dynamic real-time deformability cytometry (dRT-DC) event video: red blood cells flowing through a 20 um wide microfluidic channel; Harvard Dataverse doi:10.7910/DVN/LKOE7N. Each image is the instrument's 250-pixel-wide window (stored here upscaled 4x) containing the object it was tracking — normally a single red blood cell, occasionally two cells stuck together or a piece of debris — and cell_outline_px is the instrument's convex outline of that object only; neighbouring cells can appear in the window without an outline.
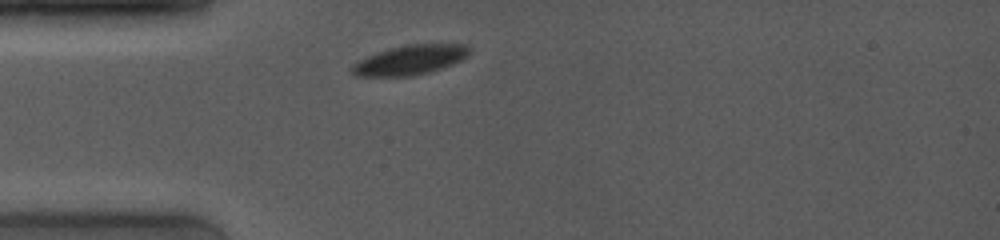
{"species": "common noctule bat (a hibernating species)", "species_latin": "Nyctalus noctula", "temperature_condition": "room temperature", "stored_images_in_passage": 41, "camera_frame_rate_fps": 4000, "um_per_image_px": 0.085, "animal": {"sex": "female", "body_mass_g": 19.0, "forearm_length_mm": 53.3}, "frame": {"image": 1, "passage_image": 3, "time_ms": 1.0, "image_size_px": [1000, 240], "cell_outline_px": [[468, 52], [460, 60], [452, 64], [428, 72], [412, 76], [356, 76], [352, 72], [352, 64], [376, 52], [404, 44], [468, 44]], "centroid_in_image_um": [34.81, 5.09], "position_along_channel_um": 50.2, "area_um2": 19.94}}
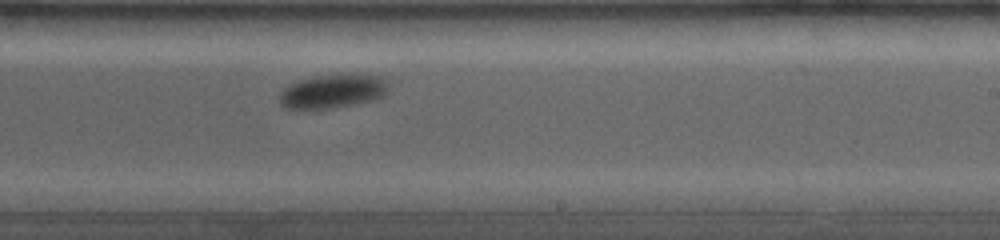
{"frame": {"image": 2, "passage_image": 23, "time_ms": 6.75, "image_size_px": [1000, 240], "cell_outline_px": [[388, 88], [376, 100], [332, 108], [284, 108], [280, 104], [280, 92], [288, 84], [300, 80], [320, 76], [380, 76], [388, 84]], "centroid_in_image_um": [28.23, 7.79], "position_along_channel_um": 260.8, "area_um2": 20.69}}
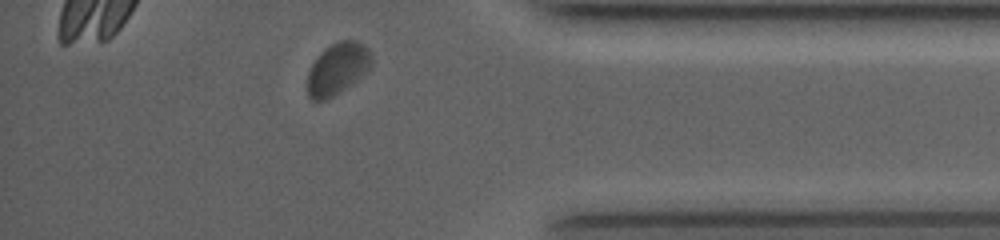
{"frame": {"image": 3, "passage_image": 38, "time_ms": 10.75, "image_size_px": [1000, 240], "cell_outline_px": [[372, 64], [356, 80], [340, 92], [328, 100], [312, 100], [308, 96], [308, 72], [312, 64], [324, 48], [340, 40], [356, 40], [364, 44], [368, 48], [372, 56]], "centroid_in_image_um": [28.69, 5.83], "position_along_channel_um": 406.5, "area_um2": 19.19}, "authors_computed_cell_mechanics": {"area_um2": 20.8658, "velocity_mm_per_s": 3.853, "shape_relaxation_time_tau1_ms": 2.3278, "shape_relaxation_time_tau2_ms": null, "deformation_change_tau1": 0.1019, "deformation_change_tau2": null}}